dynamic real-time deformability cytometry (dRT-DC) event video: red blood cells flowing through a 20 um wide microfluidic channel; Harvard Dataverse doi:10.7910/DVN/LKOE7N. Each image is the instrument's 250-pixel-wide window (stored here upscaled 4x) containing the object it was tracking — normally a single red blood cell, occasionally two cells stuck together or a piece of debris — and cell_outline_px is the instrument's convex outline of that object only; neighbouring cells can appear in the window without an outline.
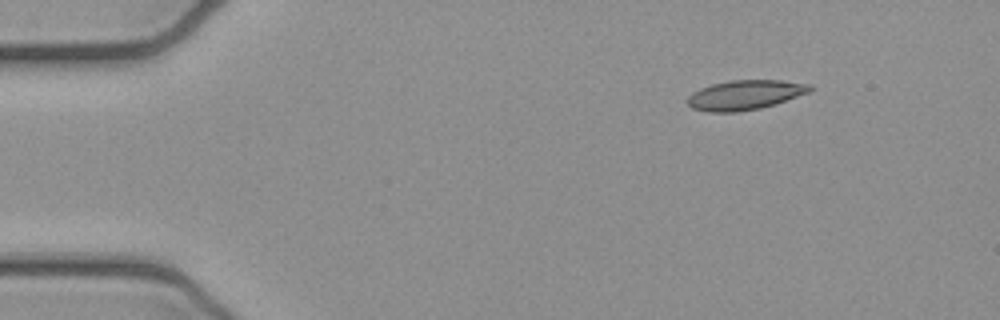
{"species": "common noctule bat (a hibernating species)", "species_latin": "Nyctalus noctula", "temperature_condition": "cold", "stored_images_in_passage": 3, "camera_frame_rate_fps": 3000, "um_per_image_px": 0.085, "animal": {"sex": "female", "body_mass_g": 21.9}, "frame": {"image": 1, "passage_image": 1, "time_ms": 0.0, "image_size_px": [1000, 320], "cell_outline_px": [[816, 88], [812, 92], [776, 104], [760, 108], [736, 112], [708, 112], [692, 108], [688, 104], [688, 96], [692, 92], [700, 88], [712, 84], [732, 80], [780, 80], [812, 84]], "centroid_in_image_um": [63.4, 8.06], "position_along_channel_um": 21.6, "area_um2": 21.44}}